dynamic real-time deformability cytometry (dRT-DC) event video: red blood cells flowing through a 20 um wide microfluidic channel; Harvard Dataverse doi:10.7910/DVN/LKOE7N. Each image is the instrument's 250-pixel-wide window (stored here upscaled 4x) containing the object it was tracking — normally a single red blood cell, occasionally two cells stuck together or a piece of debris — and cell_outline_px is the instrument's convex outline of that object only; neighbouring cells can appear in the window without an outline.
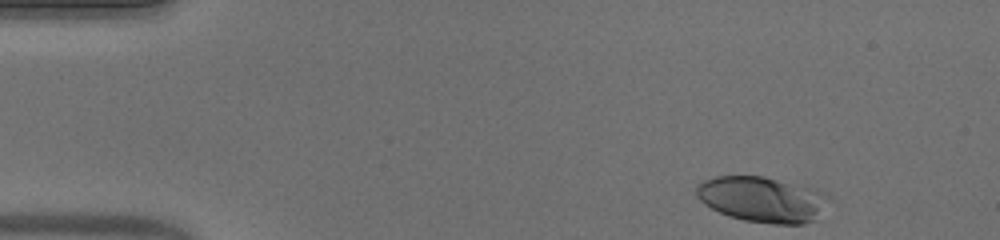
{"species": "human", "species_latin": "Homo sapiens", "temperature_condition": "warm", "stored_images_in_passage": 47, "camera_frame_rate_fps": 3000, "um_per_image_px": 0.085, "donor": {"sex": "male"}, "frame": {"image": 1, "passage_image": 1, "time_ms": 0.0, "image_size_px": [1000, 240], "cell_outline_px": [[832, 200], [816, 220], [804, 224], [772, 224], [744, 220], [728, 216], [704, 204], [696, 196], [696, 184], [704, 180], [716, 176], [764, 176], [816, 188], [832, 196]], "centroid_in_image_um": [64.86, 16.94], "position_along_channel_um": 20.1, "area_um2": 35.84}}
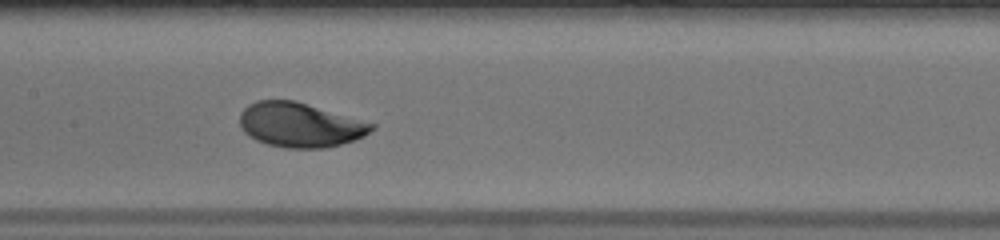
{"frame": {"image": 2, "passage_image": 21, "time_ms": 6.667, "image_size_px": [1000, 240], "cell_outline_px": [[376, 128], [364, 136], [340, 144], [324, 148], [284, 148], [268, 144], [256, 140], [244, 132], [240, 124], [240, 112], [248, 104], [256, 100], [296, 100], [376, 124]], "centroid_in_image_um": [25.5, 10.6], "position_along_channel_um": 181.9, "area_um2": 34.28}}
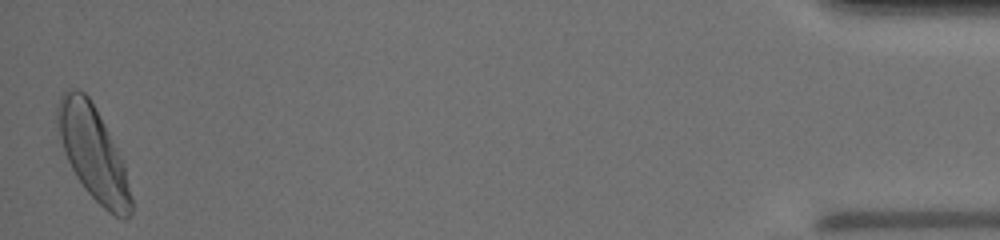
{"frame": {"image": 3, "passage_image": 47, "time_ms": 15.333, "image_size_px": [1000, 240], "cell_outline_px": [[132, 212], [128, 220], [124, 220], [108, 212], [84, 188], [76, 176], [64, 152], [56, 124], [56, 108], [60, 96], [68, 88], [76, 88], [84, 92], [88, 96], [120, 156], [124, 168], [132, 200]], "centroid_in_image_um": [7.88, 13.02], "position_along_channel_um": 427.3, "area_um2": 39.25}, "authors_computed_cell_mechanics": {"area_um2": 34.2176, "velocity_mm_per_s": 3.8818, "shape_relaxation_time_tau1_ms": 2.5542, "shape_relaxation_time_tau2_ms": null, "deformation_change_tau1": 0.1689, "deformation_change_tau2": null}}